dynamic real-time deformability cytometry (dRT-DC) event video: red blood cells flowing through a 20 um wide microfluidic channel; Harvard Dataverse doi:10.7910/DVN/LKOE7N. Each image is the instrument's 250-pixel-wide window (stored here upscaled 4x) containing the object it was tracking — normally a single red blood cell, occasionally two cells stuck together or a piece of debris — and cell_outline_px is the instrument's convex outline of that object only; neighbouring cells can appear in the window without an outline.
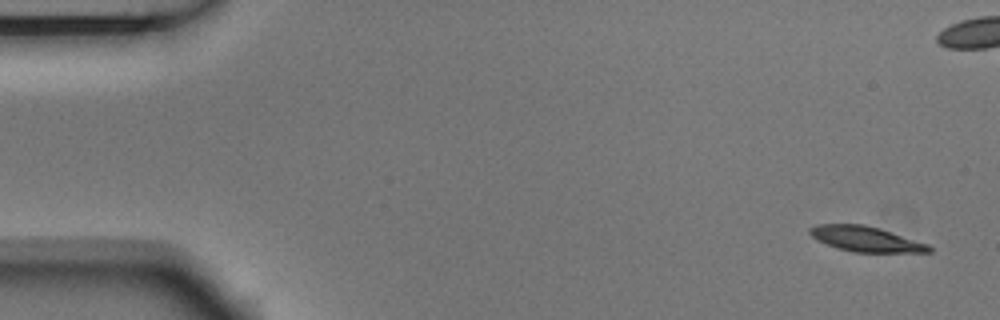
{"species": "Egyptian fruit bat (a non-hibernating species)", "species_latin": "Rousettus aegyptiacus", "temperature_condition": "room temperature", "stored_images_in_passage": 7, "camera_frame_rate_fps": 3000, "um_per_image_px": 0.085, "animal": {"sex": "male"}, "frame": {"image": 1, "passage_image": 1, "time_ms": 0.0, "image_size_px": [1000, 320], "cell_outline_px": [[932, 252], [852, 252], [836, 248], [816, 240], [808, 232], [808, 228], [816, 224], [864, 224], [880, 228], [928, 244], [932, 248]], "centroid_in_image_um": [73.55, 20.31], "position_along_channel_um": 11.4, "area_um2": 17.63}}
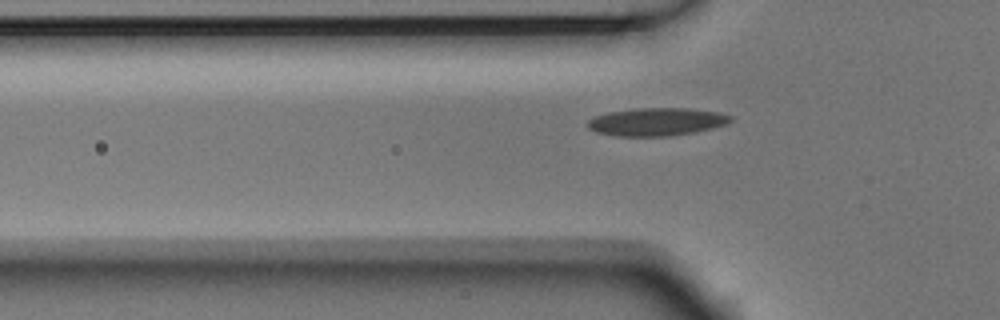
{"frame": {"image": 2, "passage_image": 6, "time_ms": 1.667, "image_size_px": [1000, 320], "cell_outline_px": [[732, 120], [728, 124], [712, 128], [672, 136], [612, 136], [596, 132], [588, 128], [588, 120], [596, 116], [608, 112], [636, 108], [688, 108], [720, 112], [732, 116]], "centroid_in_image_um": [55.82, 10.35], "position_along_channel_um": 70.0, "area_um2": 23.35}}